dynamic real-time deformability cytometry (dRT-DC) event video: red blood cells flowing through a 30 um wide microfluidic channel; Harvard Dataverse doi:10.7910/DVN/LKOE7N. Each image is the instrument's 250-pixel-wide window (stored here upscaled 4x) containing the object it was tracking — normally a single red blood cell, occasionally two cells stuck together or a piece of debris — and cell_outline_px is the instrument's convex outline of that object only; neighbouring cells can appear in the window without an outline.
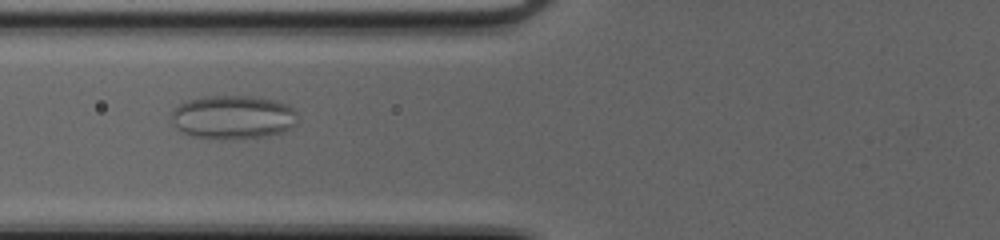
{"species": "common noctule bat (a hibernating species)", "species_latin": "Nyctalus noctula", "temperature_condition": "cold", "stored_images_in_passage": 57, "camera_frame_rate_fps": 3000, "um_per_image_px": 0.085, "animal": {"sex": "female", "body_mass_g": 20.0, "forearm_length_mm": 54.0}, "frame": {"image": 1, "passage_image": 26, "time_ms": 8.333, "image_size_px": [1000, 240], "cell_outline_px": [[296, 112], [292, 124], [288, 128], [280, 132], [264, 136], [236, 140], [220, 140], [192, 136], [176, 128], [172, 120], [172, 112], [180, 104], [188, 100], [204, 96], [252, 96], [276, 100], [288, 104]], "centroid_in_image_um": [19.77, 9.96], "position_along_channel_um": 106.0, "area_um2": 32.08}}
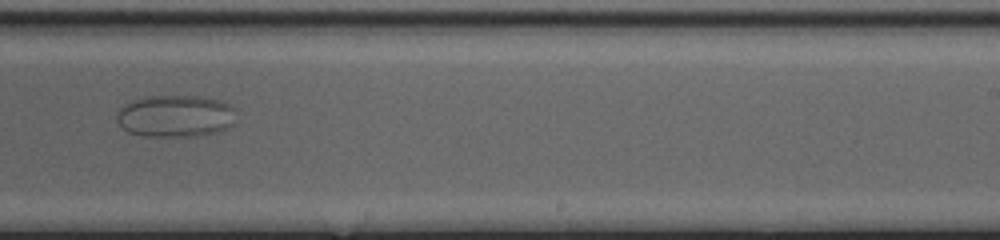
{"frame": {"image": 2, "passage_image": 39, "time_ms": 12.667, "image_size_px": [1000, 240], "cell_outline_px": [[232, 124], [216, 132], [196, 136], [144, 136], [128, 132], [116, 120], [116, 116], [120, 108], [124, 104], [132, 100], [144, 96], [200, 96], [220, 100], [228, 104], [232, 108]], "centroid_in_image_um": [14.84, 9.85], "position_along_channel_um": 274.2, "area_um2": 29.02}}
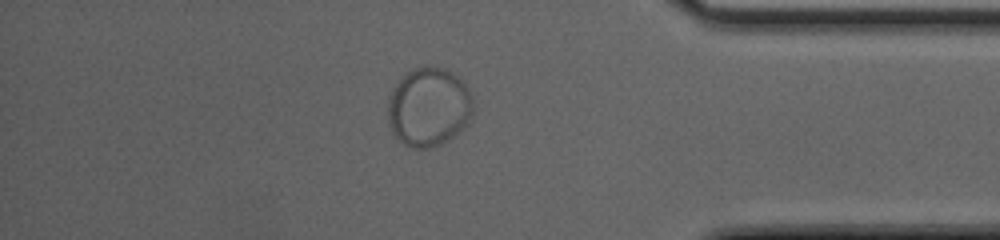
{"frame": {"image": 3, "passage_image": 50, "time_ms": 16.333, "image_size_px": [1000, 240], "cell_outline_px": [[472, 112], [468, 124], [460, 132], [448, 140], [440, 144], [428, 148], [412, 148], [404, 144], [396, 136], [388, 120], [388, 100], [396, 84], [404, 72], [424, 64], [444, 68], [452, 72], [472, 92]], "centroid_in_image_um": [36.46, 9.07], "position_along_channel_um": 398.7, "area_um2": 39.42}}